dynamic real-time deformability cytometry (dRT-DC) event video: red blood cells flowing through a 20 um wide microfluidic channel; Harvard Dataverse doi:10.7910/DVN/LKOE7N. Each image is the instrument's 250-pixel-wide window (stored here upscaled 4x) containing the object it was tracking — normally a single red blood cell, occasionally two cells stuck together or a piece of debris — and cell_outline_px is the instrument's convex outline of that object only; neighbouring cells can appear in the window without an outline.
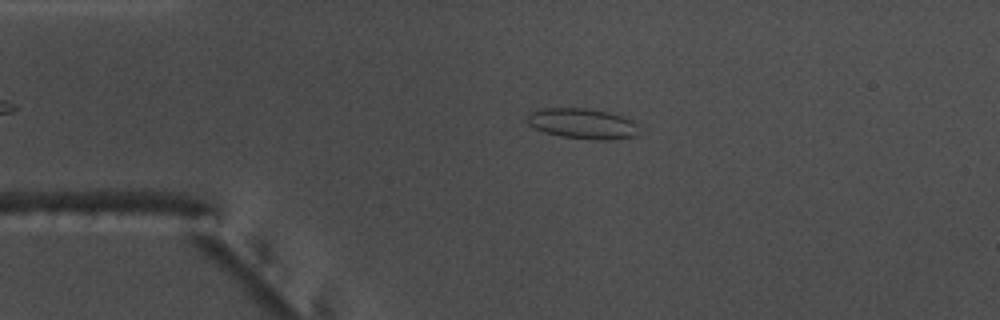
{"species": "common noctule bat (a hibernating species)", "species_latin": "Nyctalus noctula", "temperature_condition": "warm", "stored_images_in_passage": 46, "camera_frame_rate_fps": 3000, "um_per_image_px": 0.085, "animal": {"sex": "male", "body_mass_g": 17.5, "forearm_length_mm": 52.3}, "frame": {"image": 1, "passage_image": 10, "time_ms": 3.0, "image_size_px": [1000, 320], "cell_outline_px": [[636, 136], [612, 140], [596, 140], [560, 136], [544, 132], [528, 124], [524, 116], [528, 112], [540, 108], [588, 108], [608, 112], [632, 120], [636, 124]], "centroid_in_image_um": [49.44, 10.5], "position_along_channel_um": 35.6, "area_um2": 19.94}}
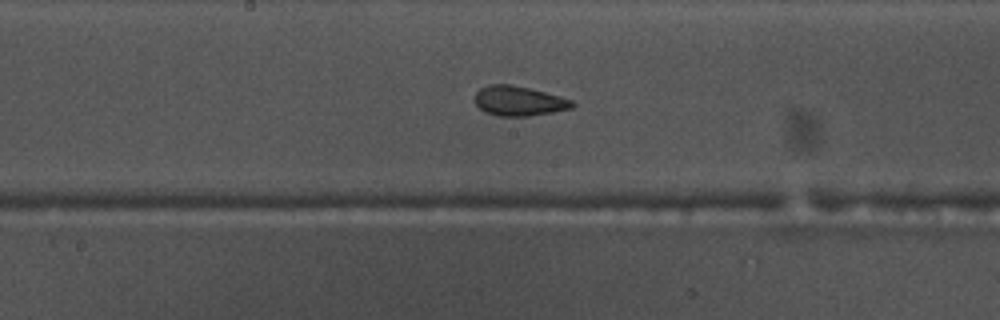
{"frame": {"image": 2, "passage_image": 26, "time_ms": 8.333, "image_size_px": [1000, 320], "cell_outline_px": [[576, 104], [572, 108], [552, 112], [528, 116], [500, 116], [484, 112], [476, 104], [476, 92], [480, 88], [488, 84], [508, 84], [528, 88], [560, 96], [572, 100]], "centroid_in_image_um": [44.1, 8.58], "position_along_channel_um": 204.1, "area_um2": 16.76}}
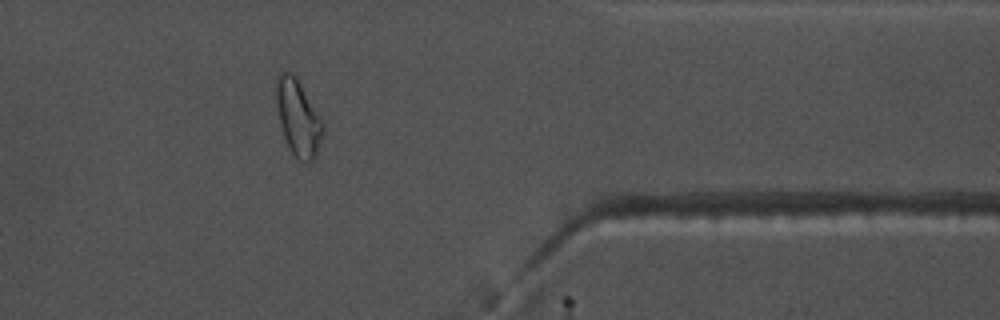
{"frame": {"image": 3, "passage_image": 42, "time_ms": 13.667, "image_size_px": [1000, 320], "cell_outline_px": [[324, 132], [316, 156], [308, 164], [304, 164], [292, 152], [284, 136], [276, 104], [276, 76], [280, 72], [288, 72], [296, 76], [324, 120]], "centroid_in_image_um": [25.38, 10.0], "position_along_channel_um": 386.0, "area_um2": 20.87}, "authors_computed_cell_mechanics": {"area_um2": 17.5423, "velocity_mm_per_s": 3.77, "shape_relaxation_time_tau1_ms": 7.4315, "shape_relaxation_time_tau2_ms": 1.5253, "deformation_change_tau1": 0.1674, "deformation_change_tau2": 0.0742}}